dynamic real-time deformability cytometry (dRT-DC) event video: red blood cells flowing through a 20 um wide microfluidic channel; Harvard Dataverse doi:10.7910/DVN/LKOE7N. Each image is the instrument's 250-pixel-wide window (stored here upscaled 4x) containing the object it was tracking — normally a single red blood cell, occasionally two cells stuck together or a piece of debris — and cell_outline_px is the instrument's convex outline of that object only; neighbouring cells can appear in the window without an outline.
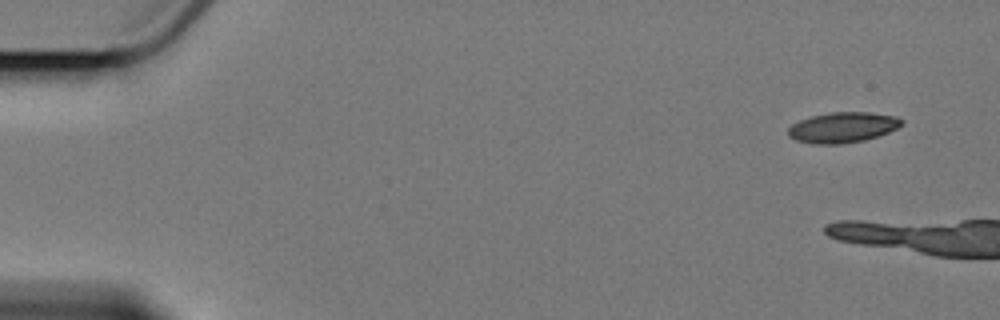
{"species": "Egyptian fruit bat (a non-hibernating species)", "species_latin": "Rousettus aegyptiacus", "temperature_condition": "cold", "stored_images_in_passage": 6, "camera_frame_rate_fps": 3000, "um_per_image_px": 0.085, "animal": {"sex": "female"}, "frame": {"image": 1, "passage_image": 1, "time_ms": 0.0, "image_size_px": [1000, 320], "cell_outline_px": [[904, 124], [888, 132], [864, 140], [840, 144], [816, 144], [796, 140], [788, 136], [788, 128], [792, 124], [800, 120], [812, 116], [832, 112], [868, 112], [896, 116], [904, 120]], "centroid_in_image_um": [71.64, 10.82], "position_along_channel_um": 13.4, "area_um2": 20.06}}